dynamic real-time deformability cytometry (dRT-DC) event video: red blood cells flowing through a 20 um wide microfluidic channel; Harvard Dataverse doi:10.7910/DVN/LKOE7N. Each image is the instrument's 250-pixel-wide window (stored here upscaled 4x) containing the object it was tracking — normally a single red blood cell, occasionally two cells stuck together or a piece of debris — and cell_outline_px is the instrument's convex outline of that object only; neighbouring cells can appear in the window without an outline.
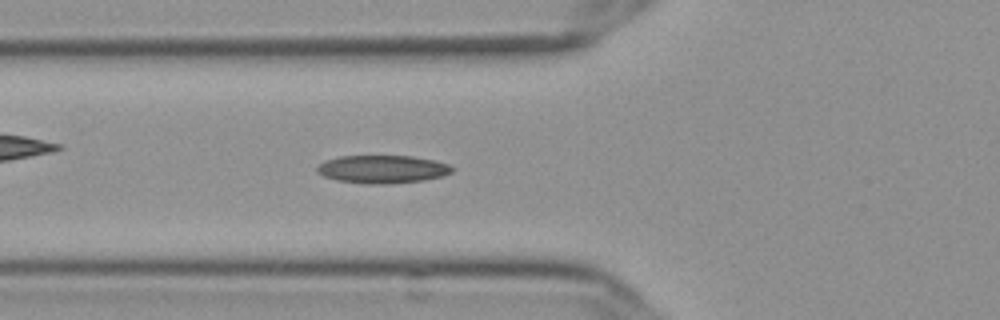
{"species": "Egyptian fruit bat (a non-hibernating species)", "species_latin": "Rousettus aegyptiacus", "temperature_condition": "cold", "stored_images_in_passage": 38, "camera_frame_rate_fps": 3000, "um_per_image_px": 0.085, "frame": {"image": 1, "passage_image": 3, "time_ms": 0.667, "image_size_px": [1000, 320], "cell_outline_px": [[456, 168], [452, 172], [440, 176], [424, 180], [384, 184], [368, 184], [336, 180], [324, 176], [316, 172], [316, 168], [320, 164], [328, 160], [340, 156], [412, 156], [436, 160], [448, 164]], "centroid_in_image_um": [32.53, 14.38], "position_along_channel_um": 93.3, "area_um2": 21.96}}
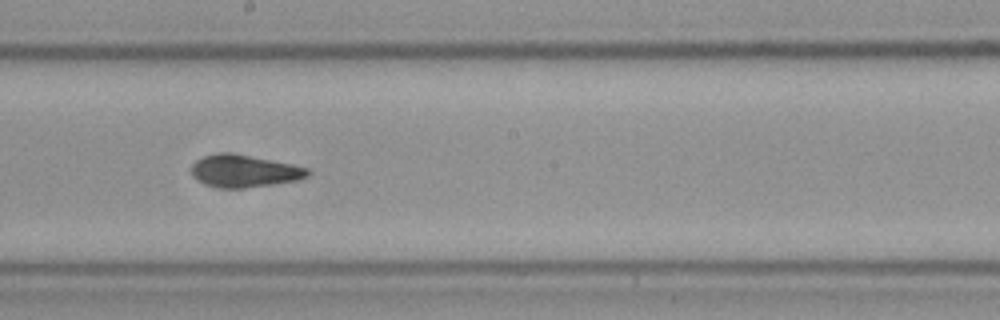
{"frame": {"image": 2, "passage_image": 14, "time_ms": 4.333, "image_size_px": [1000, 320], "cell_outline_px": [[312, 172], [308, 176], [296, 180], [272, 184], [244, 188], [220, 188], [204, 184], [192, 176], [192, 164], [196, 160], [204, 156], [228, 152], [252, 156], [292, 164], [308, 168]], "centroid_in_image_um": [20.76, 14.54], "position_along_channel_um": 227.4, "area_um2": 21.79}}
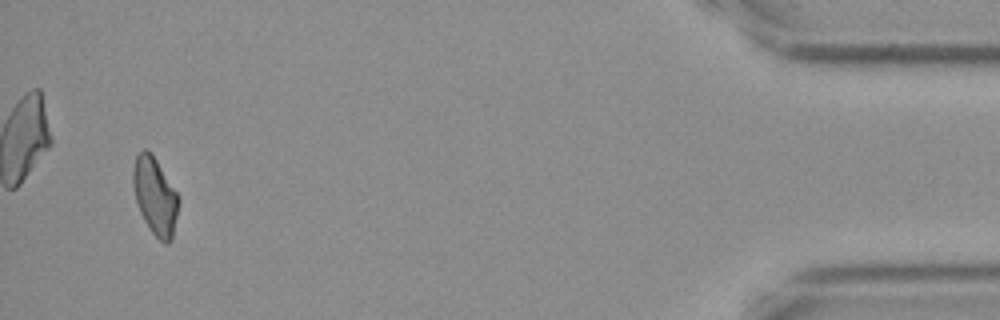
{"frame": {"image": 3, "passage_image": 36, "time_ms": 11.667, "image_size_px": [1000, 320], "cell_outline_px": [[180, 200], [172, 240], [168, 244], [164, 244], [152, 232], [144, 220], [140, 212], [136, 200], [132, 184], [132, 168], [136, 156], [144, 148], [156, 160], [176, 192]], "centroid_in_image_um": [13.17, 16.7], "position_along_channel_um": 422.0, "area_um2": 20.29}, "authors_computed_cell_mechanics": {"area_um2": 20.7213, "velocity_mm_per_s": 3.6344, "shape_relaxation_time_tau1_ms": null, "shape_relaxation_time_tau2_ms": 3.7957, "deformation_change_tau1": null, "deformation_change_tau2": 0.0974}}